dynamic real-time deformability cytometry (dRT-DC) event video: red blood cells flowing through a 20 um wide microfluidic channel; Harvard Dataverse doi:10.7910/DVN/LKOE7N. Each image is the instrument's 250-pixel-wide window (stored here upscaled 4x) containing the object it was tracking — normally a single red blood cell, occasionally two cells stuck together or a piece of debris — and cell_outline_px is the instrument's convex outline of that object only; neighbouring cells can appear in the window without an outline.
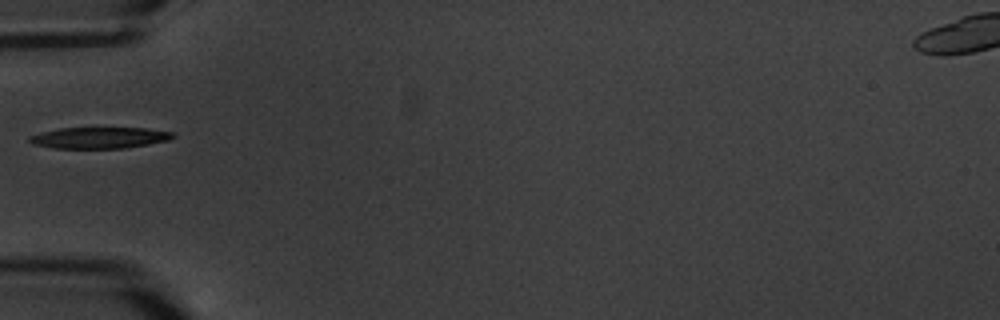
{"species": "common noctule bat (a hibernating species)", "species_latin": "Nyctalus noctula", "temperature_condition": "warm", "stored_images_in_passage": 7, "camera_frame_rate_fps": 3000, "um_per_image_px": 0.085, "animal": {"sex": "male", "body_mass_g": 20.1, "forearm_length_mm": 53.5}, "frame": {"image": 1, "passage_image": 1, "time_ms": 0.0, "image_size_px": [1000, 320], "cell_outline_px": [[176, 136], [168, 140], [148, 144], [124, 148], [56, 148], [32, 144], [28, 140], [28, 136], [40, 132], [60, 128], [144, 128], [172, 132]], "centroid_in_image_um": [8.41, 11.7], "position_along_channel_um": 76.6, "area_um2": 17.69}}